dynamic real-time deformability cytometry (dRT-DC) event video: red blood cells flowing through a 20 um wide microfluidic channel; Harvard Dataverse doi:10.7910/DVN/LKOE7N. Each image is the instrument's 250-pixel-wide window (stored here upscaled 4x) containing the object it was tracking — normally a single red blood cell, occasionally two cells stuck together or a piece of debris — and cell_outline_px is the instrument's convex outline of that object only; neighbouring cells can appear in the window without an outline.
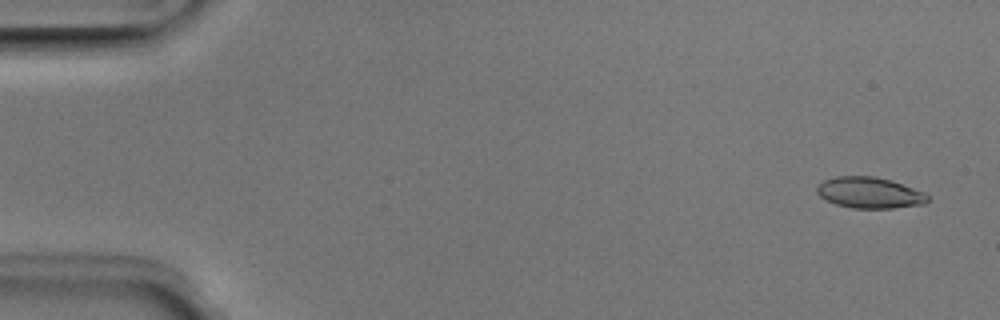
{"species": "Egyptian fruit bat (a non-hibernating species)", "species_latin": "Rousettus aegyptiacus", "temperature_condition": "room temperature", "stored_images_in_passage": 12, "camera_frame_rate_fps": 3000, "um_per_image_px": 0.085, "animal": {"sex": "male"}, "frame": {"image": 1, "passage_image": 3, "time_ms": 0.667, "image_size_px": [1000, 320], "cell_outline_px": [[928, 200], [924, 204], [892, 208], [852, 208], [836, 204], [820, 196], [816, 192], [816, 188], [824, 180], [836, 176], [872, 176], [892, 180], [924, 192], [928, 196]], "centroid_in_image_um": [73.91, 16.38], "position_along_channel_um": 11.1, "area_um2": 19.94}}